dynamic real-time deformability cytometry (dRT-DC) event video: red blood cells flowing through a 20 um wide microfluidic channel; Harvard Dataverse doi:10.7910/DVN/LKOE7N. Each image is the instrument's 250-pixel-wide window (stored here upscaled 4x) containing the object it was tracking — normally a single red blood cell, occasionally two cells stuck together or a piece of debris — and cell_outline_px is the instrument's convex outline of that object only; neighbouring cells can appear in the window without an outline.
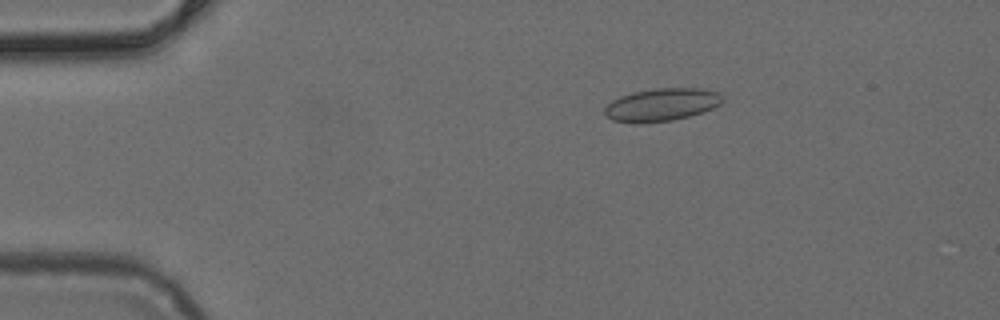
{"species": "common noctule bat (a hibernating species)", "species_latin": "Nyctalus noctula", "temperature_condition": "cold", "stored_images_in_passage": 27, "camera_frame_rate_fps": 3000, "um_per_image_px": 0.085, "animal": {"sex": "female", "body_mass_g": 24.6, "forearm_length_mm": 56.2}, "frame": {"image": 1, "passage_image": 5, "time_ms": 1.333, "image_size_px": [1000, 320], "cell_outline_px": [[724, 100], [720, 104], [704, 112], [672, 120], [636, 124], [612, 120], [604, 112], [604, 108], [612, 100], [620, 96], [632, 92], [656, 88], [700, 88], [720, 92], [724, 96]], "centroid_in_image_um": [56.26, 8.89], "position_along_channel_um": 28.7, "area_um2": 22.72}}
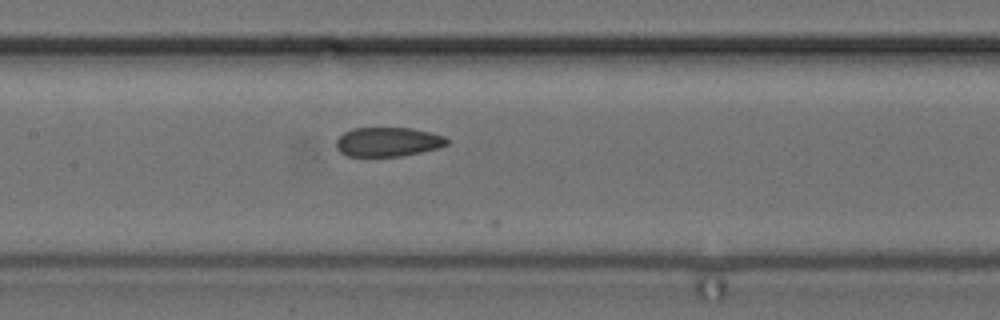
{"frame": {"image": 2, "passage_image": 20, "time_ms": 6.333, "image_size_px": [1000, 320], "cell_outline_px": [[448, 144], [440, 148], [400, 156], [344, 156], [336, 148], [336, 140], [344, 132], [352, 128], [412, 128], [444, 136], [448, 140]], "centroid_in_image_um": [32.95, 12.06], "position_along_channel_um": 174.4, "area_um2": 18.9}}
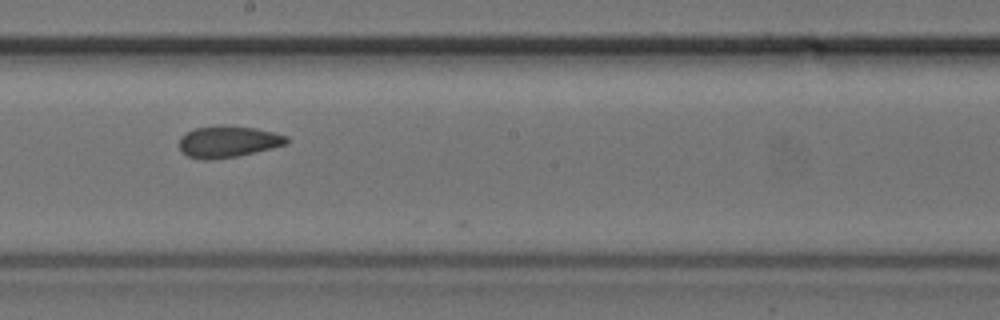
{"frame": {"image": 3, "passage_image": 24, "time_ms": 7.667, "image_size_px": [1000, 320], "cell_outline_px": [[288, 144], [272, 148], [236, 156], [204, 160], [188, 156], [180, 148], [180, 136], [196, 128], [256, 128], [288, 136]], "centroid_in_image_um": [19.42, 12.08], "position_along_channel_um": 228.8, "area_um2": 18.73}}